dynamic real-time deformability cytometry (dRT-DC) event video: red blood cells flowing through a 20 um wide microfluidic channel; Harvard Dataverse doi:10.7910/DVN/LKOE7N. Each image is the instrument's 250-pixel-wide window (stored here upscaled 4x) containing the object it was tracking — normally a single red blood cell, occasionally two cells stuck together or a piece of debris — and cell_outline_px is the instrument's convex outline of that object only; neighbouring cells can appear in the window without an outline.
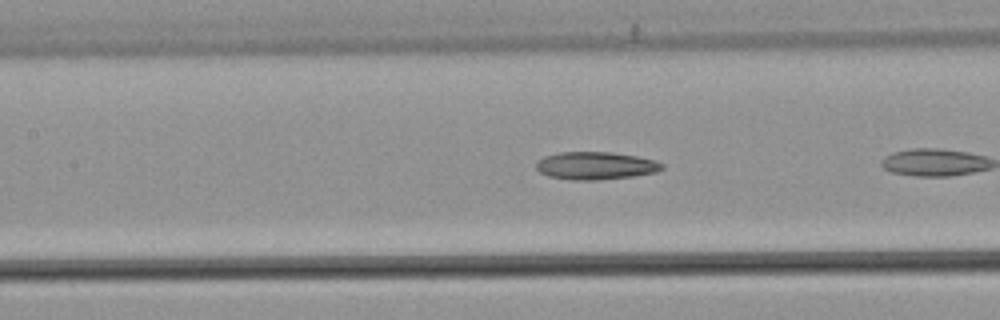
{"species": "common noctule bat (a hibernating species)", "species_latin": "Nyctalus noctula", "temperature_condition": "warm", "stored_images_in_passage": 8, "camera_frame_rate_fps": 3000, "um_per_image_px": 0.085, "animal": {"sex": "male", "body_mass_g": 21.5, "forearm_length_mm": 52.0}, "frame": {"image": 1, "passage_image": 7, "time_ms": 2.0, "image_size_px": [1000, 320], "cell_outline_px": [[664, 168], [656, 172], [632, 176], [596, 180], [572, 180], [548, 176], [540, 172], [536, 168], [536, 164], [544, 156], [560, 152], [612, 152], [636, 156], [656, 160], [664, 164]], "centroid_in_image_um": [50.64, 14.08], "position_along_channel_um": 156.8, "area_um2": 20.29}}